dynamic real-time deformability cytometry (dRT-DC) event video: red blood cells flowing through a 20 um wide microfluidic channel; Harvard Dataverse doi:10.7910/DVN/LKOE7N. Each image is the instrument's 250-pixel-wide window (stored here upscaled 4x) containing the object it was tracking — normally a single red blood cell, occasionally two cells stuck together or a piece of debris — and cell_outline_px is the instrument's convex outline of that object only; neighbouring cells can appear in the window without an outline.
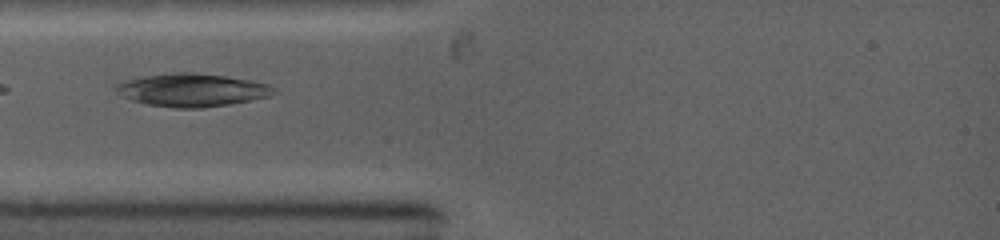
{"species": "common noctule bat (a hibernating species)", "species_latin": "Nyctalus noctula", "temperature_condition": "warm", "stored_images_in_passage": 17, "camera_frame_rate_fps": 5000, "um_per_image_px": 0.085, "animal": {"sex": "female", "body_mass_g": 19.0, "forearm_length_mm": 53.3}, "frame": {"image": 1, "passage_image": 1, "time_ms": 0.0, "image_size_px": [1000, 240], "cell_outline_px": [[280, 92], [268, 96], [252, 100], [228, 104], [200, 108], [176, 108], [148, 104], [132, 100], [120, 96], [116, 92], [112, 84], [124, 80], [140, 76], [172, 72], [196, 72], [252, 80], [268, 84], [276, 88]], "centroid_in_image_um": [16.28, 7.64], "position_along_channel_um": 68.7, "area_um2": 30.81}}